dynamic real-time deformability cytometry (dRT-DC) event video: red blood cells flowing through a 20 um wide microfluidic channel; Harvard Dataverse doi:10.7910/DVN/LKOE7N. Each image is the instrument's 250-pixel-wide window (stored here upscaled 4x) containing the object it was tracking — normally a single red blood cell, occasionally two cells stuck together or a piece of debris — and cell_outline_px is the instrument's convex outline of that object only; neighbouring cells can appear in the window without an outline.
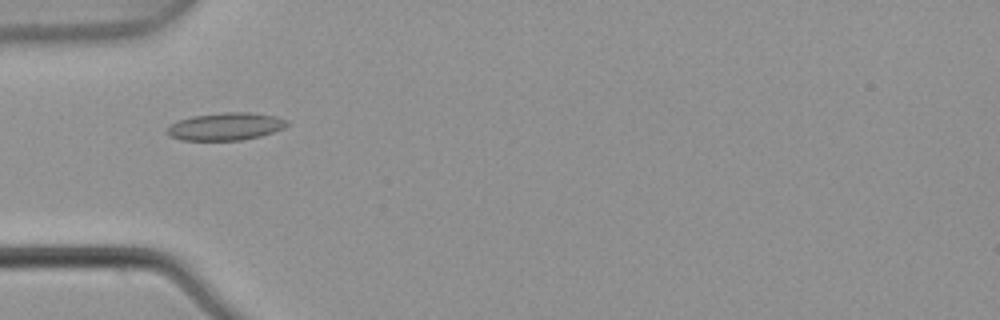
{"species": "common noctule bat (a hibernating species)", "species_latin": "Nyctalus noctula", "temperature_condition": "warm", "stored_images_in_passage": 6, "camera_frame_rate_fps": 3000, "um_per_image_px": 0.085, "animal": {"sex": "male", "body_mass_g": 21.5, "forearm_length_mm": 52.0}, "frame": {"image": 1, "passage_image": 5, "time_ms": 1.333, "image_size_px": [1000, 320], "cell_outline_px": [[288, 124], [284, 128], [260, 136], [240, 140], [180, 140], [168, 136], [164, 132], [176, 120], [192, 116], [220, 112], [252, 112], [276, 116], [288, 120]], "centroid_in_image_um": [19.15, 10.74], "position_along_channel_um": 65.9, "area_um2": 19.48}}
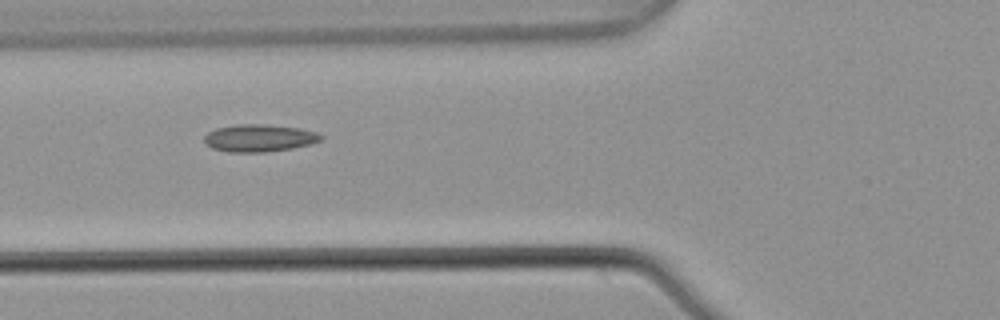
{"frame": {"image": 2, "passage_image": 6, "time_ms": 1.667, "image_size_px": [1000, 320], "cell_outline_px": [[324, 140], [312, 144], [292, 148], [264, 152], [232, 152], [212, 148], [204, 144], [204, 136], [208, 132], [216, 128], [240, 124], [264, 124], [300, 128], [316, 132], [324, 136]], "centroid_in_image_um": [22.06, 11.73], "position_along_channel_um": 103.7, "area_um2": 18.73}}